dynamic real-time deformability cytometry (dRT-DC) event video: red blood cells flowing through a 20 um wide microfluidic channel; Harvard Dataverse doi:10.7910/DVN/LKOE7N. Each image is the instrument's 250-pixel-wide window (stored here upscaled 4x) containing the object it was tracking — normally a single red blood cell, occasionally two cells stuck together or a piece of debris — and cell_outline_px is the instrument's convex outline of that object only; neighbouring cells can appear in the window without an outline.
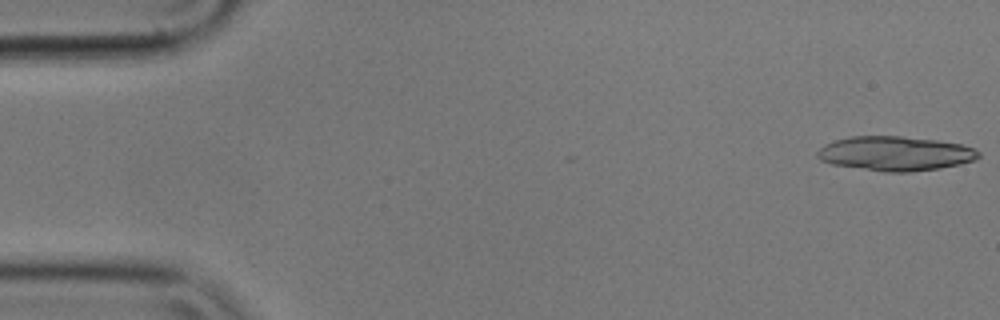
{"species": "common noctule bat (a hibernating species)", "species_latin": "Nyctalus noctula", "temperature_condition": "cold", "stored_images_in_passage": 6, "camera_frame_rate_fps": 3000, "um_per_image_px": 0.085, "animal": {"sex": "male", "body_mass_g": 17.9}, "frame": {"image": 1, "passage_image": 1, "time_ms": 0.0, "image_size_px": [1000, 320], "cell_outline_px": [[980, 156], [976, 160], [960, 164], [940, 168], [912, 172], [884, 172], [832, 164], [820, 160], [816, 156], [816, 152], [824, 144], [836, 140], [852, 136], [900, 136], [936, 140], [960, 144], [972, 148], [980, 152]], "centroid_in_image_um": [76.09, 13.05], "position_along_channel_um": 8.9, "area_um2": 32.37}}